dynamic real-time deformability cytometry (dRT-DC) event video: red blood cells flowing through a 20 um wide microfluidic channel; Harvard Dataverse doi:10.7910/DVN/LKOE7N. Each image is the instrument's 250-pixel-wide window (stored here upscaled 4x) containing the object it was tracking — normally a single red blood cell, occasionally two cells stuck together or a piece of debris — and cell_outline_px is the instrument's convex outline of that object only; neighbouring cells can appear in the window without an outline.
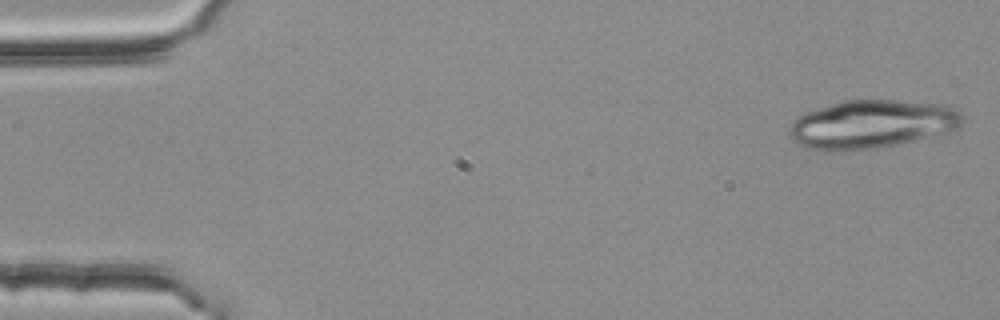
{"species": "common noctule bat (a hibernating species)", "species_latin": "Nyctalus noctula", "temperature_condition": "room temperature", "stored_images_in_passage": 4, "camera_frame_rate_fps": 3000, "um_per_image_px": 0.085, "animal": {"sex": "female", "body_mass_g": 25.1}, "frame": {"image": 1, "passage_image": 1, "time_ms": 0.0, "image_size_px": [1000, 320], "cell_outline_px": [[964, 120], [956, 128], [944, 132], [896, 144], [872, 148], [840, 152], [824, 152], [808, 148], [796, 144], [792, 140], [788, 132], [792, 124], [800, 116], [808, 112], [844, 100], [896, 100], [948, 104], [960, 112], [964, 116]], "centroid_in_image_um": [74.08, 10.56], "position_along_channel_um": 10.9, "area_um2": 48.55}}